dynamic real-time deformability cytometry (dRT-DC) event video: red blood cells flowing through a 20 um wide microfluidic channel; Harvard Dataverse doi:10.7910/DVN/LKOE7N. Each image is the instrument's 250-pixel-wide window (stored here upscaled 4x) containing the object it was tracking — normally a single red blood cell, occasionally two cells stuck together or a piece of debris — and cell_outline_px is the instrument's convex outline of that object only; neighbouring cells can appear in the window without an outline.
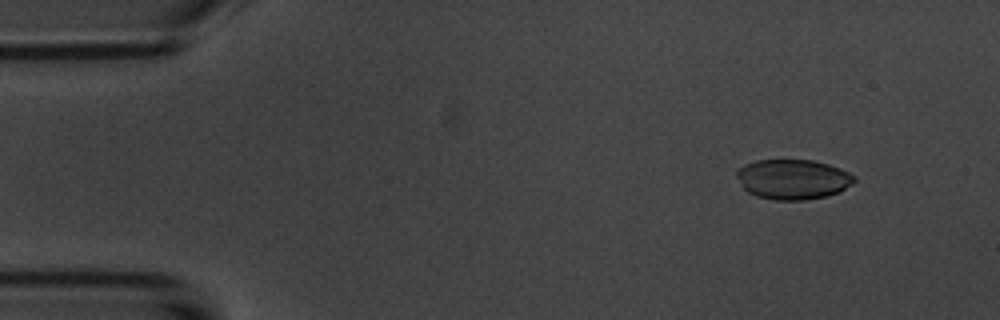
{"species": "common noctule bat (a hibernating species)", "species_latin": "Nyctalus noctula", "temperature_condition": "room temperature", "stored_images_in_passage": 7, "camera_frame_rate_fps": 3000, "um_per_image_px": 0.085, "animal": {"sex": "male", "body_mass_g": 20.1, "forearm_length_mm": 53.5}, "frame": {"image": 1, "passage_image": 2, "time_ms": 1.0, "image_size_px": [1000, 320], "cell_outline_px": [[856, 180], [852, 184], [840, 192], [824, 196], [804, 200], [776, 200], [756, 196], [748, 192], [744, 188], [736, 176], [736, 172], [744, 164], [756, 160], [812, 160], [828, 164], [840, 168], [856, 176]], "centroid_in_image_um": [67.41, 15.23], "position_along_channel_um": 17.6, "area_um2": 27.4}}
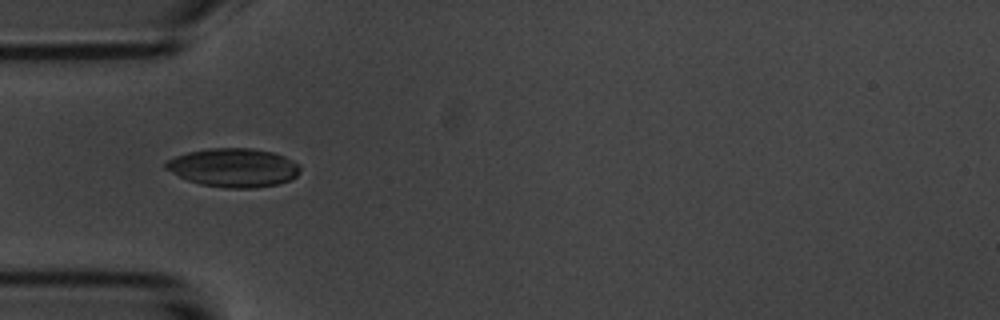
{"frame": {"image": 2, "passage_image": 5, "time_ms": 4.667, "image_size_px": [1000, 320], "cell_outline_px": [[300, 172], [296, 176], [288, 180], [276, 184], [252, 188], [224, 188], [200, 184], [188, 180], [164, 168], [164, 164], [168, 160], [176, 156], [188, 152], [208, 148], [252, 148], [272, 152], [284, 156], [300, 164]], "centroid_in_image_um": [19.86, 14.24], "position_along_channel_um": 65.1, "area_um2": 30.17}}
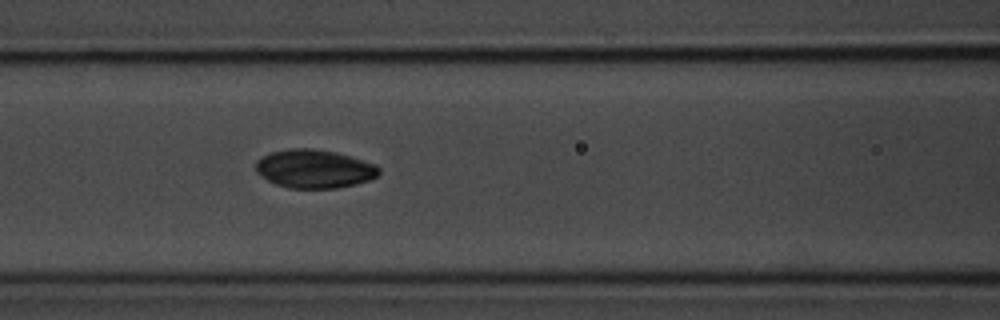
{"frame": {"image": 3, "passage_image": 7, "time_ms": 6.667, "image_size_px": [1000, 320], "cell_outline_px": [[380, 172], [376, 176], [368, 180], [356, 184], [336, 188], [288, 188], [276, 184], [268, 180], [256, 172], [256, 160], [260, 156], [272, 152], [288, 148], [312, 148], [336, 152], [376, 164], [380, 168]], "centroid_in_image_um": [26.7, 14.34], "position_along_channel_um": 139.9, "area_um2": 27.69}}